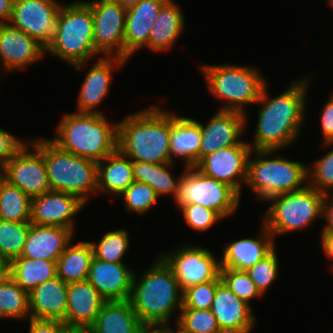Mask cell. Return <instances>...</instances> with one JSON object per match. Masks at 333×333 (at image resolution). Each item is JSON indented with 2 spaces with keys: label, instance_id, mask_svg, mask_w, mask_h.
<instances>
[{
  "label": "cell",
  "instance_id": "cell-51",
  "mask_svg": "<svg viewBox=\"0 0 333 333\" xmlns=\"http://www.w3.org/2000/svg\"><path fill=\"white\" fill-rule=\"evenodd\" d=\"M139 333H171L169 324H142Z\"/></svg>",
  "mask_w": 333,
  "mask_h": 333
},
{
  "label": "cell",
  "instance_id": "cell-48",
  "mask_svg": "<svg viewBox=\"0 0 333 333\" xmlns=\"http://www.w3.org/2000/svg\"><path fill=\"white\" fill-rule=\"evenodd\" d=\"M330 194L326 193L324 198L322 219H325L327 224L323 225L321 232L333 233V195Z\"/></svg>",
  "mask_w": 333,
  "mask_h": 333
},
{
  "label": "cell",
  "instance_id": "cell-4",
  "mask_svg": "<svg viewBox=\"0 0 333 333\" xmlns=\"http://www.w3.org/2000/svg\"><path fill=\"white\" fill-rule=\"evenodd\" d=\"M54 138L60 149L99 162L117 150L118 122L104 113H65Z\"/></svg>",
  "mask_w": 333,
  "mask_h": 333
},
{
  "label": "cell",
  "instance_id": "cell-23",
  "mask_svg": "<svg viewBox=\"0 0 333 333\" xmlns=\"http://www.w3.org/2000/svg\"><path fill=\"white\" fill-rule=\"evenodd\" d=\"M168 0H141L126 10L124 59L129 60L148 44L150 30L162 6Z\"/></svg>",
  "mask_w": 333,
  "mask_h": 333
},
{
  "label": "cell",
  "instance_id": "cell-52",
  "mask_svg": "<svg viewBox=\"0 0 333 333\" xmlns=\"http://www.w3.org/2000/svg\"><path fill=\"white\" fill-rule=\"evenodd\" d=\"M10 277V262L0 253V281Z\"/></svg>",
  "mask_w": 333,
  "mask_h": 333
},
{
  "label": "cell",
  "instance_id": "cell-33",
  "mask_svg": "<svg viewBox=\"0 0 333 333\" xmlns=\"http://www.w3.org/2000/svg\"><path fill=\"white\" fill-rule=\"evenodd\" d=\"M173 163L155 164L142 161H132L134 180L147 183L157 196L173 195L174 201L178 194L180 177L174 178L171 174ZM170 169V170H169Z\"/></svg>",
  "mask_w": 333,
  "mask_h": 333
},
{
  "label": "cell",
  "instance_id": "cell-5",
  "mask_svg": "<svg viewBox=\"0 0 333 333\" xmlns=\"http://www.w3.org/2000/svg\"><path fill=\"white\" fill-rule=\"evenodd\" d=\"M66 61L76 71L87 61L99 56L93 38V13L85 1L66 3L61 6L55 37L46 47V54Z\"/></svg>",
  "mask_w": 333,
  "mask_h": 333
},
{
  "label": "cell",
  "instance_id": "cell-12",
  "mask_svg": "<svg viewBox=\"0 0 333 333\" xmlns=\"http://www.w3.org/2000/svg\"><path fill=\"white\" fill-rule=\"evenodd\" d=\"M93 13L95 50L101 56L124 59L126 9L114 0L85 1Z\"/></svg>",
  "mask_w": 333,
  "mask_h": 333
},
{
  "label": "cell",
  "instance_id": "cell-17",
  "mask_svg": "<svg viewBox=\"0 0 333 333\" xmlns=\"http://www.w3.org/2000/svg\"><path fill=\"white\" fill-rule=\"evenodd\" d=\"M46 48L10 22L0 23V70L6 73L41 60Z\"/></svg>",
  "mask_w": 333,
  "mask_h": 333
},
{
  "label": "cell",
  "instance_id": "cell-36",
  "mask_svg": "<svg viewBox=\"0 0 333 333\" xmlns=\"http://www.w3.org/2000/svg\"><path fill=\"white\" fill-rule=\"evenodd\" d=\"M128 231L125 229L106 232L99 242H90L93 248V256L105 262L124 263L130 244Z\"/></svg>",
  "mask_w": 333,
  "mask_h": 333
},
{
  "label": "cell",
  "instance_id": "cell-55",
  "mask_svg": "<svg viewBox=\"0 0 333 333\" xmlns=\"http://www.w3.org/2000/svg\"><path fill=\"white\" fill-rule=\"evenodd\" d=\"M178 330H173L171 327V333H183L179 328H177Z\"/></svg>",
  "mask_w": 333,
  "mask_h": 333
},
{
  "label": "cell",
  "instance_id": "cell-45",
  "mask_svg": "<svg viewBox=\"0 0 333 333\" xmlns=\"http://www.w3.org/2000/svg\"><path fill=\"white\" fill-rule=\"evenodd\" d=\"M31 139L23 141L0 127V169L15 155L20 153Z\"/></svg>",
  "mask_w": 333,
  "mask_h": 333
},
{
  "label": "cell",
  "instance_id": "cell-22",
  "mask_svg": "<svg viewBox=\"0 0 333 333\" xmlns=\"http://www.w3.org/2000/svg\"><path fill=\"white\" fill-rule=\"evenodd\" d=\"M105 301L88 280L70 283L66 316L62 322L68 328H90Z\"/></svg>",
  "mask_w": 333,
  "mask_h": 333
},
{
  "label": "cell",
  "instance_id": "cell-31",
  "mask_svg": "<svg viewBox=\"0 0 333 333\" xmlns=\"http://www.w3.org/2000/svg\"><path fill=\"white\" fill-rule=\"evenodd\" d=\"M92 258L90 241L70 243L56 261L57 276L67 284L87 280Z\"/></svg>",
  "mask_w": 333,
  "mask_h": 333
},
{
  "label": "cell",
  "instance_id": "cell-42",
  "mask_svg": "<svg viewBox=\"0 0 333 333\" xmlns=\"http://www.w3.org/2000/svg\"><path fill=\"white\" fill-rule=\"evenodd\" d=\"M275 247L268 255L246 270L257 289L264 295L279 275V258Z\"/></svg>",
  "mask_w": 333,
  "mask_h": 333
},
{
  "label": "cell",
  "instance_id": "cell-40",
  "mask_svg": "<svg viewBox=\"0 0 333 333\" xmlns=\"http://www.w3.org/2000/svg\"><path fill=\"white\" fill-rule=\"evenodd\" d=\"M332 146L333 142L323 143ZM308 185L324 194L333 193V148L311 165L307 164ZM332 191V192H331Z\"/></svg>",
  "mask_w": 333,
  "mask_h": 333
},
{
  "label": "cell",
  "instance_id": "cell-32",
  "mask_svg": "<svg viewBox=\"0 0 333 333\" xmlns=\"http://www.w3.org/2000/svg\"><path fill=\"white\" fill-rule=\"evenodd\" d=\"M56 276L55 261L19 257L10 262V277L28 293Z\"/></svg>",
  "mask_w": 333,
  "mask_h": 333
},
{
  "label": "cell",
  "instance_id": "cell-19",
  "mask_svg": "<svg viewBox=\"0 0 333 333\" xmlns=\"http://www.w3.org/2000/svg\"><path fill=\"white\" fill-rule=\"evenodd\" d=\"M127 63V60L116 56L97 57L82 82L77 99L78 113H102L97 106L109 95L112 72Z\"/></svg>",
  "mask_w": 333,
  "mask_h": 333
},
{
  "label": "cell",
  "instance_id": "cell-28",
  "mask_svg": "<svg viewBox=\"0 0 333 333\" xmlns=\"http://www.w3.org/2000/svg\"><path fill=\"white\" fill-rule=\"evenodd\" d=\"M175 0H168L160 9L150 30L148 44L150 51H169L182 34L185 27L184 13Z\"/></svg>",
  "mask_w": 333,
  "mask_h": 333
},
{
  "label": "cell",
  "instance_id": "cell-7",
  "mask_svg": "<svg viewBox=\"0 0 333 333\" xmlns=\"http://www.w3.org/2000/svg\"><path fill=\"white\" fill-rule=\"evenodd\" d=\"M279 150H252L248 159L246 187L258 200L298 191L308 183L307 165L278 155ZM276 153V158L270 155ZM253 157V158H252Z\"/></svg>",
  "mask_w": 333,
  "mask_h": 333
},
{
  "label": "cell",
  "instance_id": "cell-34",
  "mask_svg": "<svg viewBox=\"0 0 333 333\" xmlns=\"http://www.w3.org/2000/svg\"><path fill=\"white\" fill-rule=\"evenodd\" d=\"M0 215L1 220L10 222H30L31 218V197L1 177Z\"/></svg>",
  "mask_w": 333,
  "mask_h": 333
},
{
  "label": "cell",
  "instance_id": "cell-8",
  "mask_svg": "<svg viewBox=\"0 0 333 333\" xmlns=\"http://www.w3.org/2000/svg\"><path fill=\"white\" fill-rule=\"evenodd\" d=\"M199 69L204 76L206 89L215 99L224 102L219 110L237 111L247 115L244 106L256 104L267 83L261 71L253 65L204 64L199 65Z\"/></svg>",
  "mask_w": 333,
  "mask_h": 333
},
{
  "label": "cell",
  "instance_id": "cell-10",
  "mask_svg": "<svg viewBox=\"0 0 333 333\" xmlns=\"http://www.w3.org/2000/svg\"><path fill=\"white\" fill-rule=\"evenodd\" d=\"M180 174L177 207L194 203L215 211L222 219L233 216L241 196L228 184L208 177L195 167L184 166Z\"/></svg>",
  "mask_w": 333,
  "mask_h": 333
},
{
  "label": "cell",
  "instance_id": "cell-20",
  "mask_svg": "<svg viewBox=\"0 0 333 333\" xmlns=\"http://www.w3.org/2000/svg\"><path fill=\"white\" fill-rule=\"evenodd\" d=\"M211 311L223 333H251L257 320L252 306L239 299L223 282L217 288Z\"/></svg>",
  "mask_w": 333,
  "mask_h": 333
},
{
  "label": "cell",
  "instance_id": "cell-24",
  "mask_svg": "<svg viewBox=\"0 0 333 333\" xmlns=\"http://www.w3.org/2000/svg\"><path fill=\"white\" fill-rule=\"evenodd\" d=\"M255 238H242L227 243L220 257V268L247 270L268 255L276 246L273 235L262 223Z\"/></svg>",
  "mask_w": 333,
  "mask_h": 333
},
{
  "label": "cell",
  "instance_id": "cell-13",
  "mask_svg": "<svg viewBox=\"0 0 333 333\" xmlns=\"http://www.w3.org/2000/svg\"><path fill=\"white\" fill-rule=\"evenodd\" d=\"M62 5L56 0H14L10 23L46 48L55 37Z\"/></svg>",
  "mask_w": 333,
  "mask_h": 333
},
{
  "label": "cell",
  "instance_id": "cell-14",
  "mask_svg": "<svg viewBox=\"0 0 333 333\" xmlns=\"http://www.w3.org/2000/svg\"><path fill=\"white\" fill-rule=\"evenodd\" d=\"M0 177L31 198L51 190L43 154L31 143L0 169Z\"/></svg>",
  "mask_w": 333,
  "mask_h": 333
},
{
  "label": "cell",
  "instance_id": "cell-11",
  "mask_svg": "<svg viewBox=\"0 0 333 333\" xmlns=\"http://www.w3.org/2000/svg\"><path fill=\"white\" fill-rule=\"evenodd\" d=\"M159 256L172 269L182 291L215 280L220 275V259L207 248L189 243Z\"/></svg>",
  "mask_w": 333,
  "mask_h": 333
},
{
  "label": "cell",
  "instance_id": "cell-46",
  "mask_svg": "<svg viewBox=\"0 0 333 333\" xmlns=\"http://www.w3.org/2000/svg\"><path fill=\"white\" fill-rule=\"evenodd\" d=\"M322 143L333 142V96L325 102L320 114Z\"/></svg>",
  "mask_w": 333,
  "mask_h": 333
},
{
  "label": "cell",
  "instance_id": "cell-16",
  "mask_svg": "<svg viewBox=\"0 0 333 333\" xmlns=\"http://www.w3.org/2000/svg\"><path fill=\"white\" fill-rule=\"evenodd\" d=\"M85 206L75 195L50 190L31 198L30 223L64 227L75 232L74 218Z\"/></svg>",
  "mask_w": 333,
  "mask_h": 333
},
{
  "label": "cell",
  "instance_id": "cell-27",
  "mask_svg": "<svg viewBox=\"0 0 333 333\" xmlns=\"http://www.w3.org/2000/svg\"><path fill=\"white\" fill-rule=\"evenodd\" d=\"M201 126L197 119L178 116L172 112L170 132L171 163L174 157L184 161V166L194 167L199 161Z\"/></svg>",
  "mask_w": 333,
  "mask_h": 333
},
{
  "label": "cell",
  "instance_id": "cell-6",
  "mask_svg": "<svg viewBox=\"0 0 333 333\" xmlns=\"http://www.w3.org/2000/svg\"><path fill=\"white\" fill-rule=\"evenodd\" d=\"M42 154L52 191L77 196L85 204L90 194H97V162L60 149L49 138L31 141Z\"/></svg>",
  "mask_w": 333,
  "mask_h": 333
},
{
  "label": "cell",
  "instance_id": "cell-29",
  "mask_svg": "<svg viewBox=\"0 0 333 333\" xmlns=\"http://www.w3.org/2000/svg\"><path fill=\"white\" fill-rule=\"evenodd\" d=\"M98 188L97 194L119 197L135 180L132 160L118 149L97 162Z\"/></svg>",
  "mask_w": 333,
  "mask_h": 333
},
{
  "label": "cell",
  "instance_id": "cell-41",
  "mask_svg": "<svg viewBox=\"0 0 333 333\" xmlns=\"http://www.w3.org/2000/svg\"><path fill=\"white\" fill-rule=\"evenodd\" d=\"M220 278L239 299L249 305L252 299L263 296L245 270L220 268Z\"/></svg>",
  "mask_w": 333,
  "mask_h": 333
},
{
  "label": "cell",
  "instance_id": "cell-15",
  "mask_svg": "<svg viewBox=\"0 0 333 333\" xmlns=\"http://www.w3.org/2000/svg\"><path fill=\"white\" fill-rule=\"evenodd\" d=\"M251 152L249 144L220 148L203 156L194 167L204 175L228 184L241 196Z\"/></svg>",
  "mask_w": 333,
  "mask_h": 333
},
{
  "label": "cell",
  "instance_id": "cell-21",
  "mask_svg": "<svg viewBox=\"0 0 333 333\" xmlns=\"http://www.w3.org/2000/svg\"><path fill=\"white\" fill-rule=\"evenodd\" d=\"M125 263L105 262L93 256L87 280L106 301L127 300L135 271Z\"/></svg>",
  "mask_w": 333,
  "mask_h": 333
},
{
  "label": "cell",
  "instance_id": "cell-44",
  "mask_svg": "<svg viewBox=\"0 0 333 333\" xmlns=\"http://www.w3.org/2000/svg\"><path fill=\"white\" fill-rule=\"evenodd\" d=\"M178 209L183 213L184 221L189 228L196 231L209 230L222 220L215 211L198 204H181Z\"/></svg>",
  "mask_w": 333,
  "mask_h": 333
},
{
  "label": "cell",
  "instance_id": "cell-53",
  "mask_svg": "<svg viewBox=\"0 0 333 333\" xmlns=\"http://www.w3.org/2000/svg\"><path fill=\"white\" fill-rule=\"evenodd\" d=\"M126 10L136 5L141 0H114Z\"/></svg>",
  "mask_w": 333,
  "mask_h": 333
},
{
  "label": "cell",
  "instance_id": "cell-1",
  "mask_svg": "<svg viewBox=\"0 0 333 333\" xmlns=\"http://www.w3.org/2000/svg\"><path fill=\"white\" fill-rule=\"evenodd\" d=\"M309 75L292 82L277 97L271 98L268 83L265 84L256 105L259 108L257 126L252 143V150H281L295 143L302 124L305 122L307 109V91Z\"/></svg>",
  "mask_w": 333,
  "mask_h": 333
},
{
  "label": "cell",
  "instance_id": "cell-50",
  "mask_svg": "<svg viewBox=\"0 0 333 333\" xmlns=\"http://www.w3.org/2000/svg\"><path fill=\"white\" fill-rule=\"evenodd\" d=\"M14 0H0V23L10 22Z\"/></svg>",
  "mask_w": 333,
  "mask_h": 333
},
{
  "label": "cell",
  "instance_id": "cell-25",
  "mask_svg": "<svg viewBox=\"0 0 333 333\" xmlns=\"http://www.w3.org/2000/svg\"><path fill=\"white\" fill-rule=\"evenodd\" d=\"M75 232L58 226L30 224L20 257L57 261L72 242Z\"/></svg>",
  "mask_w": 333,
  "mask_h": 333
},
{
  "label": "cell",
  "instance_id": "cell-38",
  "mask_svg": "<svg viewBox=\"0 0 333 333\" xmlns=\"http://www.w3.org/2000/svg\"><path fill=\"white\" fill-rule=\"evenodd\" d=\"M176 320L183 333H223L211 309L181 308Z\"/></svg>",
  "mask_w": 333,
  "mask_h": 333
},
{
  "label": "cell",
  "instance_id": "cell-35",
  "mask_svg": "<svg viewBox=\"0 0 333 333\" xmlns=\"http://www.w3.org/2000/svg\"><path fill=\"white\" fill-rule=\"evenodd\" d=\"M0 318L16 320L31 318L29 293L11 277L0 281Z\"/></svg>",
  "mask_w": 333,
  "mask_h": 333
},
{
  "label": "cell",
  "instance_id": "cell-56",
  "mask_svg": "<svg viewBox=\"0 0 333 333\" xmlns=\"http://www.w3.org/2000/svg\"><path fill=\"white\" fill-rule=\"evenodd\" d=\"M328 5H330L333 8V0H327Z\"/></svg>",
  "mask_w": 333,
  "mask_h": 333
},
{
  "label": "cell",
  "instance_id": "cell-9",
  "mask_svg": "<svg viewBox=\"0 0 333 333\" xmlns=\"http://www.w3.org/2000/svg\"><path fill=\"white\" fill-rule=\"evenodd\" d=\"M325 194L308 184L301 190L270 197L262 223L275 236L305 230L318 218L322 220Z\"/></svg>",
  "mask_w": 333,
  "mask_h": 333
},
{
  "label": "cell",
  "instance_id": "cell-18",
  "mask_svg": "<svg viewBox=\"0 0 333 333\" xmlns=\"http://www.w3.org/2000/svg\"><path fill=\"white\" fill-rule=\"evenodd\" d=\"M246 114L237 111L219 110L210 118L206 126H201V143L199 160L220 148L237 144H248L241 139V135L247 129ZM240 138V139H239Z\"/></svg>",
  "mask_w": 333,
  "mask_h": 333
},
{
  "label": "cell",
  "instance_id": "cell-3",
  "mask_svg": "<svg viewBox=\"0 0 333 333\" xmlns=\"http://www.w3.org/2000/svg\"><path fill=\"white\" fill-rule=\"evenodd\" d=\"M151 265L139 279L133 274L129 301L142 324H169L182 308L183 291L160 256Z\"/></svg>",
  "mask_w": 333,
  "mask_h": 333
},
{
  "label": "cell",
  "instance_id": "cell-47",
  "mask_svg": "<svg viewBox=\"0 0 333 333\" xmlns=\"http://www.w3.org/2000/svg\"><path fill=\"white\" fill-rule=\"evenodd\" d=\"M28 333H64L67 328L62 321L29 318Z\"/></svg>",
  "mask_w": 333,
  "mask_h": 333
},
{
  "label": "cell",
  "instance_id": "cell-54",
  "mask_svg": "<svg viewBox=\"0 0 333 333\" xmlns=\"http://www.w3.org/2000/svg\"><path fill=\"white\" fill-rule=\"evenodd\" d=\"M64 333H94L90 328H66Z\"/></svg>",
  "mask_w": 333,
  "mask_h": 333
},
{
  "label": "cell",
  "instance_id": "cell-43",
  "mask_svg": "<svg viewBox=\"0 0 333 333\" xmlns=\"http://www.w3.org/2000/svg\"><path fill=\"white\" fill-rule=\"evenodd\" d=\"M220 275L212 281L199 283L183 290L182 308L211 309Z\"/></svg>",
  "mask_w": 333,
  "mask_h": 333
},
{
  "label": "cell",
  "instance_id": "cell-2",
  "mask_svg": "<svg viewBox=\"0 0 333 333\" xmlns=\"http://www.w3.org/2000/svg\"><path fill=\"white\" fill-rule=\"evenodd\" d=\"M172 112L157 105L118 121L117 149L132 161L171 163Z\"/></svg>",
  "mask_w": 333,
  "mask_h": 333
},
{
  "label": "cell",
  "instance_id": "cell-37",
  "mask_svg": "<svg viewBox=\"0 0 333 333\" xmlns=\"http://www.w3.org/2000/svg\"><path fill=\"white\" fill-rule=\"evenodd\" d=\"M30 224L0 220V253L9 262L21 256Z\"/></svg>",
  "mask_w": 333,
  "mask_h": 333
},
{
  "label": "cell",
  "instance_id": "cell-26",
  "mask_svg": "<svg viewBox=\"0 0 333 333\" xmlns=\"http://www.w3.org/2000/svg\"><path fill=\"white\" fill-rule=\"evenodd\" d=\"M67 288L68 284L56 276L33 289L29 293L31 318L63 321L67 310Z\"/></svg>",
  "mask_w": 333,
  "mask_h": 333
},
{
  "label": "cell",
  "instance_id": "cell-49",
  "mask_svg": "<svg viewBox=\"0 0 333 333\" xmlns=\"http://www.w3.org/2000/svg\"><path fill=\"white\" fill-rule=\"evenodd\" d=\"M321 247L325 256L333 260V233L321 232L320 234ZM333 268V266H332Z\"/></svg>",
  "mask_w": 333,
  "mask_h": 333
},
{
  "label": "cell",
  "instance_id": "cell-39",
  "mask_svg": "<svg viewBox=\"0 0 333 333\" xmlns=\"http://www.w3.org/2000/svg\"><path fill=\"white\" fill-rule=\"evenodd\" d=\"M120 196L128 212L141 216L148 213L159 199L151 186L138 181H134Z\"/></svg>",
  "mask_w": 333,
  "mask_h": 333
},
{
  "label": "cell",
  "instance_id": "cell-30",
  "mask_svg": "<svg viewBox=\"0 0 333 333\" xmlns=\"http://www.w3.org/2000/svg\"><path fill=\"white\" fill-rule=\"evenodd\" d=\"M141 326L127 299L105 301L90 329L94 333H139Z\"/></svg>",
  "mask_w": 333,
  "mask_h": 333
}]
</instances>
